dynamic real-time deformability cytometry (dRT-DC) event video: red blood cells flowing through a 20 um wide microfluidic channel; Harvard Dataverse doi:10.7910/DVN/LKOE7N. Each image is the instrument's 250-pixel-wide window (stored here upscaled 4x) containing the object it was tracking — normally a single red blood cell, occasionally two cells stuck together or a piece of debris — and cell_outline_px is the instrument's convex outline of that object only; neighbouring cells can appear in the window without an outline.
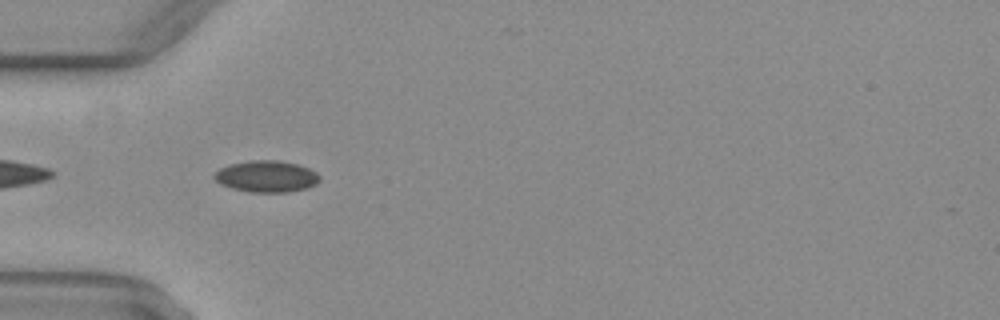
{"species": "common noctule bat (a hibernating species)", "species_latin": "Nyctalus noctula", "temperature_condition": "warm", "stored_images_in_passage": 11, "camera_frame_rate_fps": 3000, "um_per_image_px": 0.085, "animal": {"sex": "female", "body_mass_g": 29.2, "forearm_length_mm": 56.3}, "frame": {"image": 1, "passage_image": 2, "time_ms": 0.333, "image_size_px": [1000, 320], "cell_outline_px": [[320, 180], [316, 184], [308, 188], [288, 192], [248, 192], [232, 188], [220, 184], [212, 176], [220, 168], [228, 164], [248, 160], [276, 160], [296, 164], [308, 168], [316, 172], [320, 176]], "centroid_in_image_um": [22.64, 14.99], "position_along_channel_um": 62.4, "area_um2": 19.48}}
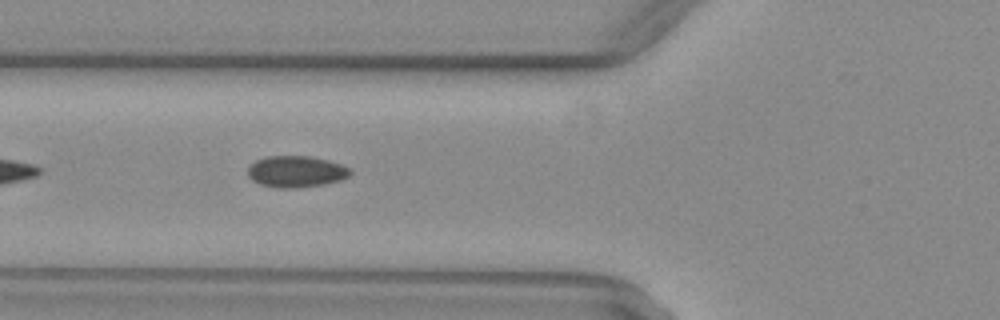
{"frame": {"image": 2, "passage_image": 5, "time_ms": 1.333, "image_size_px": [1000, 320], "cell_outline_px": [[352, 172], [348, 176], [340, 180], [324, 184], [296, 188], [276, 188], [260, 184], [252, 180], [248, 176], [248, 164], [256, 160], [268, 156], [308, 156], [328, 160], [340, 164], [348, 168]], "centroid_in_image_um": [25.12, 14.58], "position_along_channel_um": 100.7, "area_um2": 18.79}}